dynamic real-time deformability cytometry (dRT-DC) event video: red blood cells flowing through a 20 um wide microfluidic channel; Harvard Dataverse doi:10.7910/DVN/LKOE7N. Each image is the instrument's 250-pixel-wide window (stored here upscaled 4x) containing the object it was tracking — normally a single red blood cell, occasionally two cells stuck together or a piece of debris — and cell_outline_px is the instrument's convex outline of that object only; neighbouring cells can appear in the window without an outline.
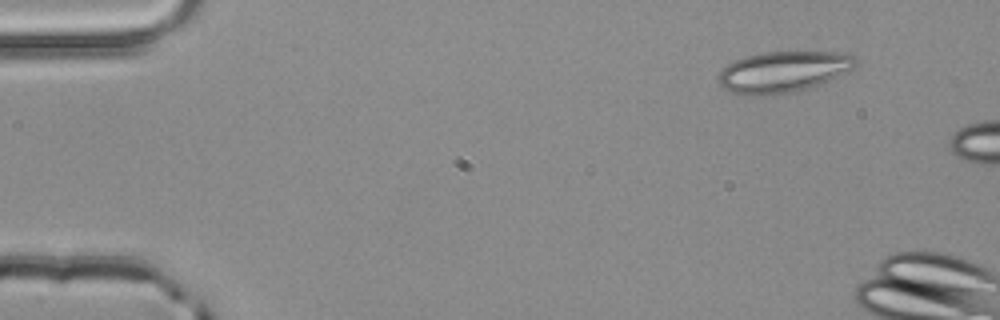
{"species": "common noctule bat (a hibernating species)", "species_latin": "Nyctalus noctula", "temperature_condition": "room temperature", "stored_images_in_passage": 5, "camera_frame_rate_fps": 3000, "um_per_image_px": 0.085, "animal": {"sex": "male", "body_mass_g": 20.4}, "frame": {"image": 1, "passage_image": 5, "time_ms": 1.333, "image_size_px": [1000, 320], "cell_outline_px": [[856, 64], [852, 68], [828, 80], [792, 92], [772, 96], [760, 96], [728, 92], [720, 84], [716, 76], [728, 64], [744, 56], [760, 52], [848, 52], [856, 56]], "centroid_in_image_um": [66.53, 6.09], "position_along_channel_um": 18.5, "area_um2": 32.71}}